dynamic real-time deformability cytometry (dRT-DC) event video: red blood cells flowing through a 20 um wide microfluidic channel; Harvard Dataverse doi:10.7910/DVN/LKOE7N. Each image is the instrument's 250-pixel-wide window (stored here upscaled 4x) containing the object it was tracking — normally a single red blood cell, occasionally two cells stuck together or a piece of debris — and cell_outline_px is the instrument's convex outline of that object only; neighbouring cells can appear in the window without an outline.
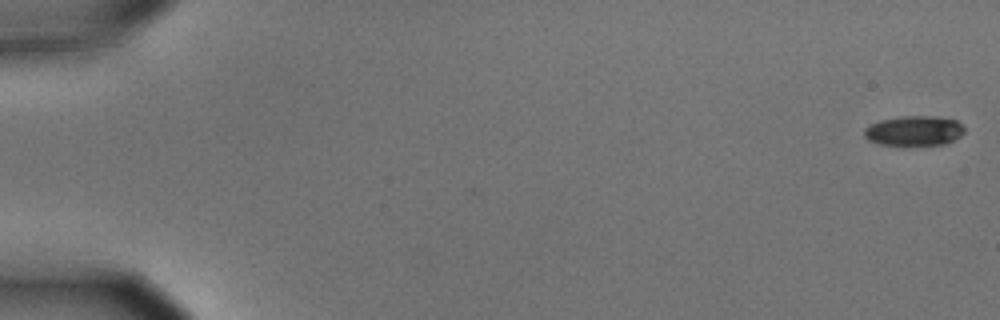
{"species": "common noctule bat (a hibernating species)", "species_latin": "Nyctalus noctula", "temperature_condition": "cold", "stored_images_in_passage": 8, "camera_frame_rate_fps": 3000, "um_per_image_px": 0.085, "animal": {"sex": "male", "body_mass_g": 15.6}, "frame": {"image": 1, "passage_image": 1, "time_ms": 0.0, "image_size_px": [1000, 320], "cell_outline_px": [[964, 132], [960, 136], [944, 144], [880, 144], [868, 140], [864, 136], [864, 128], [880, 120], [904, 116], [936, 116], [956, 120], [964, 124]], "centroid_in_image_um": [77.72, 11.09], "position_along_channel_um": 7.3, "area_um2": 17.22}}
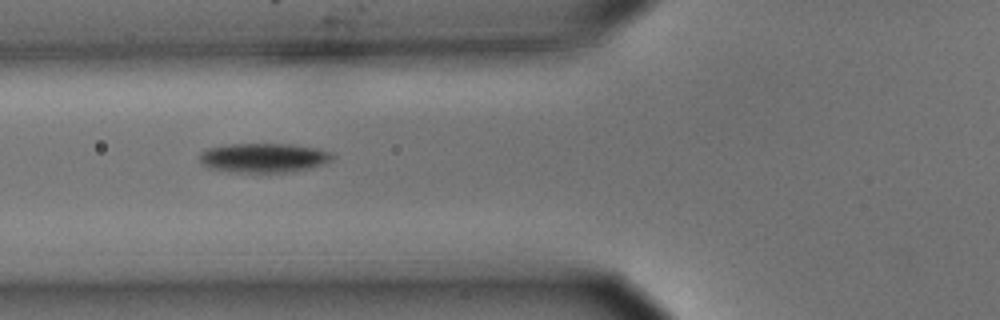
{"frame": {"image": 2, "passage_image": 7, "time_ms": 2.0, "image_size_px": [1000, 320], "cell_outline_px": [[336, 156], [332, 160], [308, 168], [288, 172], [228, 172], [208, 168], [200, 164], [196, 156], [200, 152], [208, 148], [232, 144], [292, 144], [316, 148], [332, 152]], "centroid_in_image_um": [22.34, 13.41], "position_along_channel_um": 103.5, "area_um2": 22.95}}
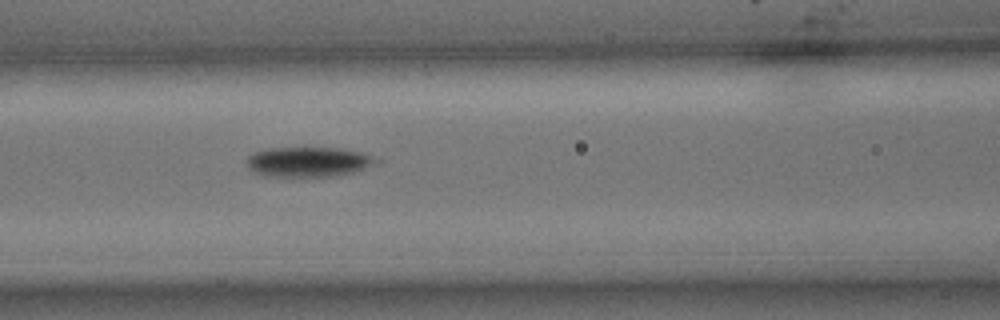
{"frame": {"image": 3, "passage_image": 8, "time_ms": 2.333, "image_size_px": [1000, 320], "cell_outline_px": [[380, 164], [352, 172], [336, 176], [264, 176], [252, 172], [248, 168], [248, 156], [252, 152], [268, 148], [340, 148], [360, 152], [372, 156], [380, 160]], "centroid_in_image_um": [26.22, 13.76], "position_along_channel_um": 140.4, "area_um2": 22.72}}